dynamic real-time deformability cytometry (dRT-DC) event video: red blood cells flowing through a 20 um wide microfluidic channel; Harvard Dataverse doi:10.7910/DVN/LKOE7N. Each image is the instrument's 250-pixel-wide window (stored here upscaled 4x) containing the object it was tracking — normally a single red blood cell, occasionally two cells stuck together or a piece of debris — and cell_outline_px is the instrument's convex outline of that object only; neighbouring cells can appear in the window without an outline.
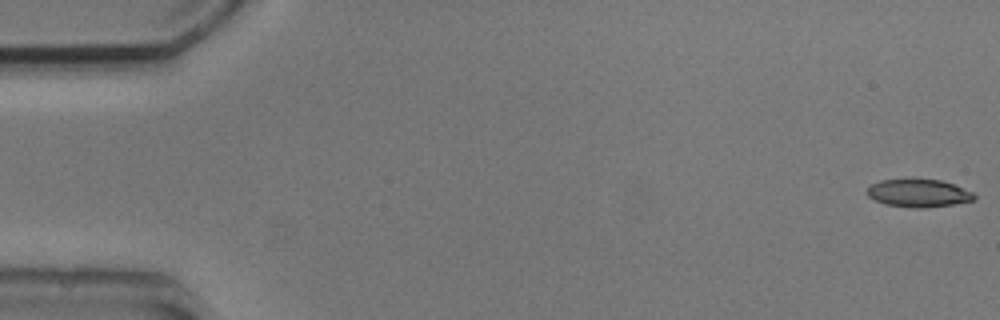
{"species": "common noctule bat (a hibernating species)", "species_latin": "Nyctalus noctula", "temperature_condition": "cold", "stored_images_in_passage": 12, "camera_frame_rate_fps": 3000, "um_per_image_px": 0.085, "animal": {"sex": "male", "body_mass_g": 20.5, "forearm_length_mm": 52.5}, "frame": {"image": 1, "passage_image": 1, "time_ms": 0.0, "image_size_px": [1000, 320], "cell_outline_px": [[976, 196], [972, 200], [952, 204], [924, 208], [916, 208], [884, 204], [868, 196], [868, 188], [872, 184], [880, 180], [912, 176], [940, 180], [952, 184], [972, 192]], "centroid_in_image_um": [78.03, 16.37], "position_along_channel_um": 7.0, "area_um2": 17.74}}